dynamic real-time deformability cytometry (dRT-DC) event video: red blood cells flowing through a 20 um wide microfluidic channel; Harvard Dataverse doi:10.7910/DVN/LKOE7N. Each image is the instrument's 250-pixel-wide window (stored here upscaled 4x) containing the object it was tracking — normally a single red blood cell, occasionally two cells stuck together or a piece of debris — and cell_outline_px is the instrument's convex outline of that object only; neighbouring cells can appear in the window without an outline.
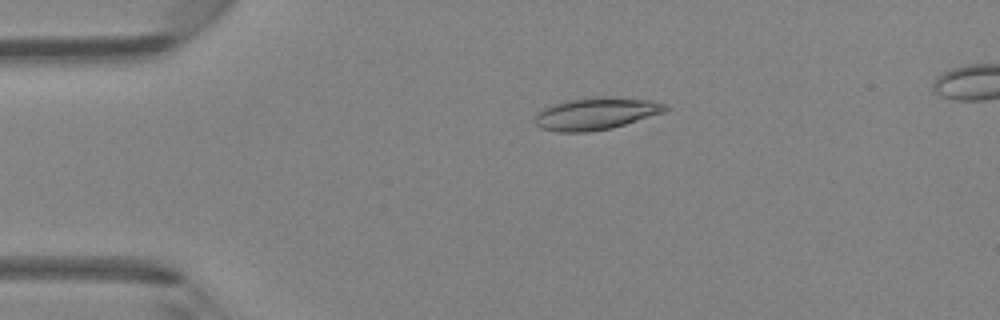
{"species": "Egyptian fruit bat (a non-hibernating species)", "species_latin": "Rousettus aegyptiacus", "temperature_condition": "room temperature", "stored_images_in_passage": 38, "segment_of_instrument_passage": [1, 2], "camera_frame_rate_fps": 3000, "um_per_image_px": 0.085, "animal": {"sex": "female"}, "frame": {"image": 1, "passage_image": 1, "time_ms": 0.0, "image_size_px": [1000, 320], "cell_outline_px": [[668, 108], [664, 112], [612, 128], [588, 132], [556, 132], [540, 128], [536, 124], [536, 116], [544, 108], [552, 104], [592, 96], [612, 96], [652, 100], [664, 104]], "centroid_in_image_um": [50.67, 9.65], "position_along_channel_um": 34.3, "area_um2": 24.39}}
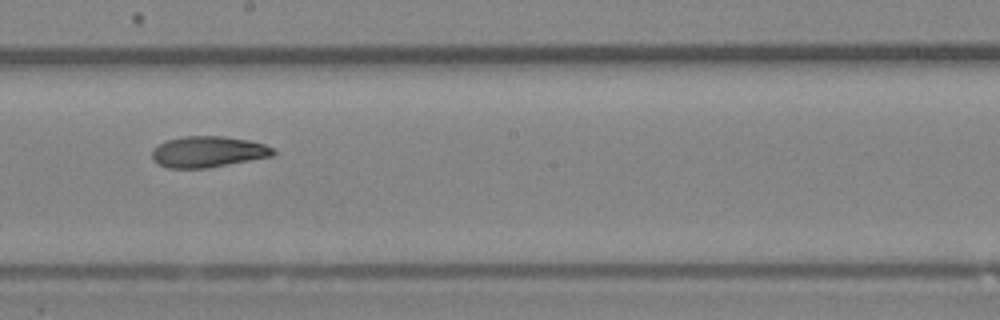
{"frame": {"image": 2, "passage_image": 17, "time_ms": 5.333, "image_size_px": [1000, 320], "cell_outline_px": [[276, 156], [208, 168], [168, 168], [152, 160], [152, 148], [164, 140], [184, 136], [220, 136], [248, 140], [264, 144], [272, 148], [276, 152]], "centroid_in_image_um": [17.68, 12.9], "position_along_channel_um": 230.5, "area_um2": 22.2}}
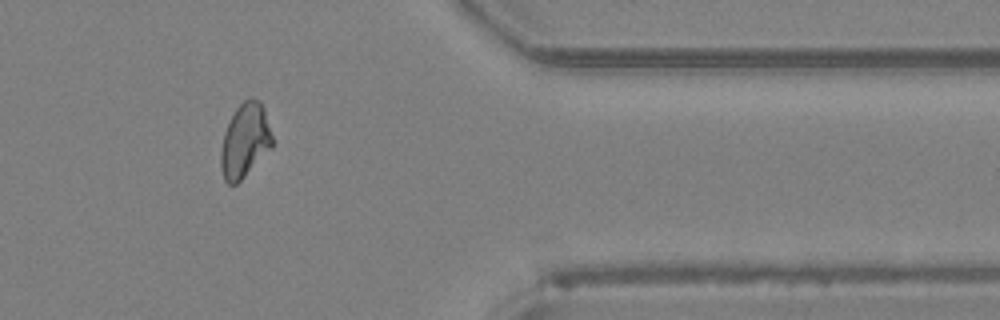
{"frame": {"image": 3, "passage_image": 29, "time_ms": 9.333, "image_size_px": [1000, 320], "cell_outline_px": [[272, 148], [236, 184], [228, 184], [224, 180], [220, 168], [220, 152], [224, 132], [236, 108], [248, 96], [252, 96], [260, 100], [264, 108], [272, 136]], "centroid_in_image_um": [20.81, 11.93], "position_along_channel_um": 390.6, "area_um2": 22.25}}